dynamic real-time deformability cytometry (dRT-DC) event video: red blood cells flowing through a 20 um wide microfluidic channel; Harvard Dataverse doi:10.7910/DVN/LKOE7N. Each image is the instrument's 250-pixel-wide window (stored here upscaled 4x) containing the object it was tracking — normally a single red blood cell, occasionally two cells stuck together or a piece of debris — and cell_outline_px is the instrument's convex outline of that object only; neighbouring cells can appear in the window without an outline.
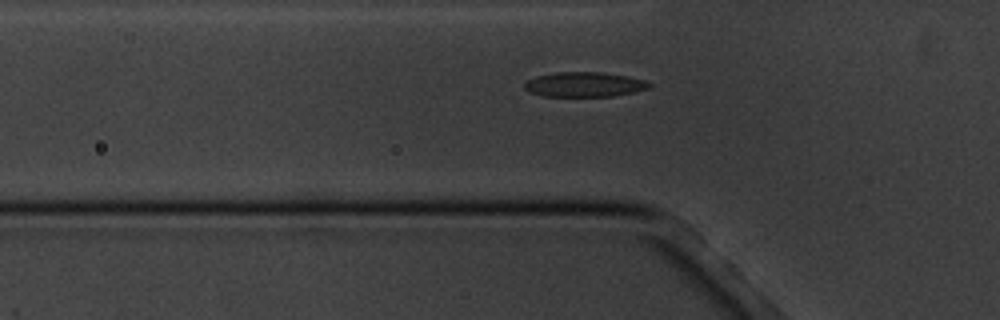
{"species": "common noctule bat (a hibernating species)", "species_latin": "Nyctalus noctula", "temperature_condition": "cold", "stored_images_in_passage": 6, "camera_frame_rate_fps": 3000, "um_per_image_px": 0.085, "animal": {"sex": "male", "body_mass_g": 20.1, "forearm_length_mm": 53.5}, "frame": {"image": 1, "passage_image": 6, "time_ms": 5.667, "image_size_px": [1000, 320], "cell_outline_px": [[652, 88], [612, 96], [544, 96], [528, 92], [524, 88], [524, 84], [528, 80], [536, 76], [556, 72], [604, 72], [628, 76], [644, 80], [652, 84]], "centroid_in_image_um": [49.68, 7.17], "position_along_channel_um": 76.1, "area_um2": 18.09}}